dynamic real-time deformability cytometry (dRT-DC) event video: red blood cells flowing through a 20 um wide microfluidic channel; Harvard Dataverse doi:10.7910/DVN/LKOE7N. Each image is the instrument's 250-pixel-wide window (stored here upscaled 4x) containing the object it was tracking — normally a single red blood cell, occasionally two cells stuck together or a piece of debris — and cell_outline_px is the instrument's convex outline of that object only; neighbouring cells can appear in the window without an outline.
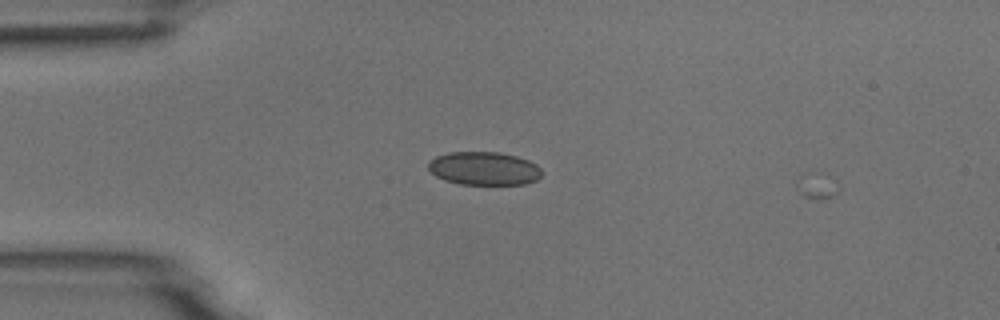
{"species": "common noctule bat (a hibernating species)", "species_latin": "Nyctalus noctula", "temperature_condition": "room temperature", "stored_images_in_passage": 2, "camera_frame_rate_fps": 3000, "um_per_image_px": 0.085, "animal": {"sex": "male", "body_mass_g": 18.8}, "frame": {"image": 1, "passage_image": 1, "time_ms": 0.0, "image_size_px": [1000, 320], "cell_outline_px": [[540, 176], [536, 180], [524, 184], [460, 184], [444, 180], [436, 176], [428, 168], [428, 160], [436, 156], [448, 152], [500, 152], [516, 156], [528, 160], [536, 164], [540, 168]], "centroid_in_image_um": [41.11, 14.31], "position_along_channel_um": 43.9, "area_um2": 22.02}}